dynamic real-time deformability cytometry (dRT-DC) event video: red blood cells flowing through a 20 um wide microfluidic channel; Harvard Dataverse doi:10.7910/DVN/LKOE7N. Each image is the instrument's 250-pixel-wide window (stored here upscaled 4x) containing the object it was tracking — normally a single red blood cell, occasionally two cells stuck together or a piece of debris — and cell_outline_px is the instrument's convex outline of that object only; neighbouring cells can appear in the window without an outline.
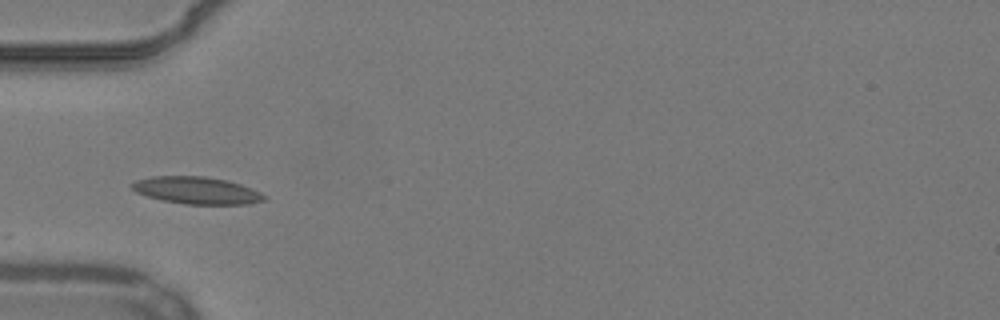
{"species": "common noctule bat (a hibernating species)", "species_latin": "Nyctalus noctula", "temperature_condition": "warm", "stored_images_in_passage": 19, "camera_frame_rate_fps": 3000, "um_per_image_px": 0.085, "animal": {"sex": "male", "body_mass_g": 19.2, "forearm_length_mm": 51.8}, "frame": {"image": 1, "passage_image": 1, "time_ms": 0.0, "image_size_px": [1000, 320], "cell_outline_px": [[268, 196], [264, 200], [248, 204], [184, 204], [160, 200], [136, 192], [132, 188], [132, 184], [136, 180], [152, 176], [204, 176], [228, 180], [240, 184], [260, 192]], "centroid_in_image_um": [16.73, 16.18], "position_along_channel_um": 68.3, "area_um2": 20.92}}
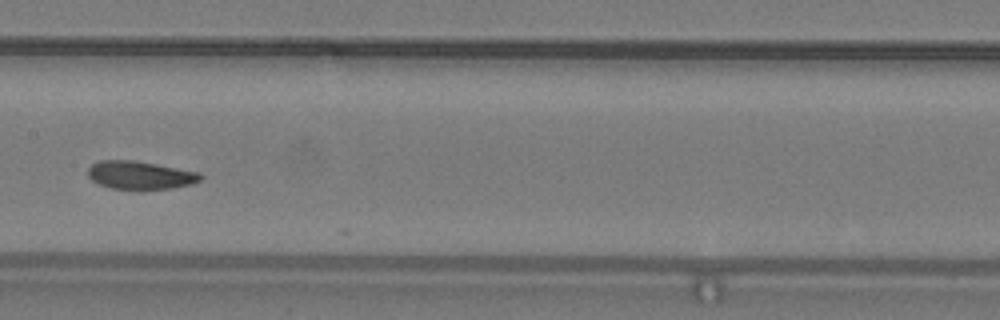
{"frame": {"image": 2, "passage_image": 11, "time_ms": 3.333, "image_size_px": [1000, 320], "cell_outline_px": [[204, 176], [200, 180], [188, 184], [172, 188], [112, 188], [100, 184], [92, 180], [88, 176], [88, 168], [92, 164], [100, 160], [136, 160], [200, 172]], "centroid_in_image_um": [11.91, 14.86], "position_along_channel_um": 195.5, "area_um2": 18.15}}
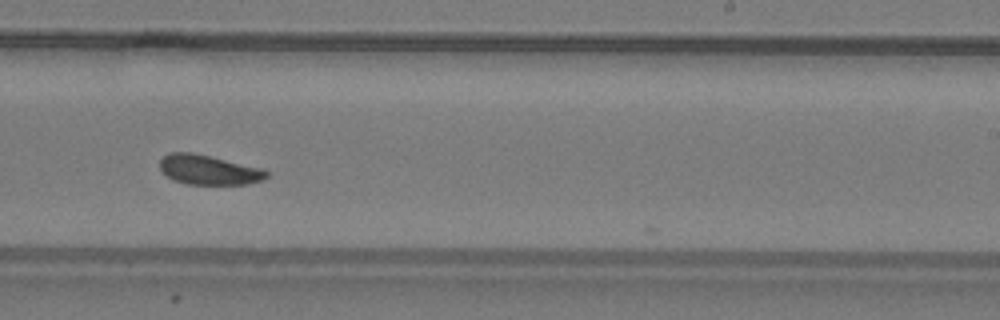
{"frame": {"image": 3, "passage_image": 17, "time_ms": 5.333, "image_size_px": [1000, 320], "cell_outline_px": [[268, 176], [264, 180], [248, 184], [188, 184], [172, 180], [160, 168], [160, 160], [168, 152], [192, 152], [264, 168], [268, 172]], "centroid_in_image_um": [17.77, 14.43], "position_along_channel_um": 271.2, "area_um2": 18.55}}